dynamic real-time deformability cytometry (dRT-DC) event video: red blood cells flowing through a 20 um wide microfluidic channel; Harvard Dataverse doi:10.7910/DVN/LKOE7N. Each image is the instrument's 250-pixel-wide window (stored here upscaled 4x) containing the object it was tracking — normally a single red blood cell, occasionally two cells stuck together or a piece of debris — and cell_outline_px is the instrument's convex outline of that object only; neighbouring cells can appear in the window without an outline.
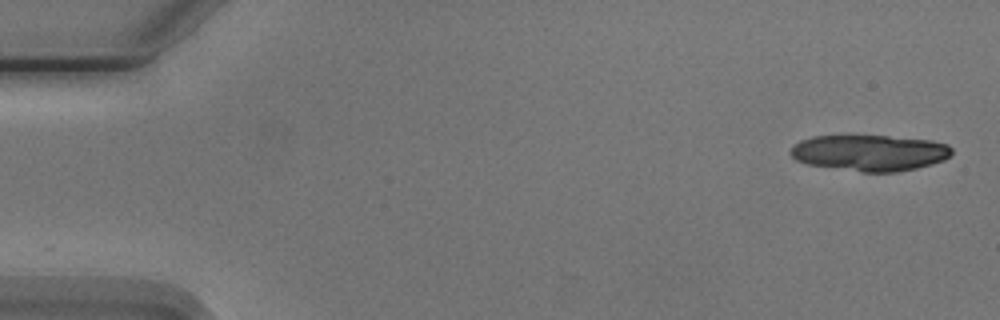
{"species": "Egyptian fruit bat (a non-hibernating species)", "species_latin": "Rousettus aegyptiacus", "temperature_condition": "cold", "stored_images_in_passage": 4, "camera_frame_rate_fps": 3000, "um_per_image_px": 0.085, "animal": {"sex": "male"}, "frame": {"image": 1, "passage_image": 1, "time_ms": 0.0, "image_size_px": [1000, 320], "cell_outline_px": [[952, 152], [944, 160], [932, 164], [916, 168], [896, 172], [860, 172], [808, 164], [796, 160], [788, 152], [800, 140], [812, 136], [888, 136], [932, 140], [948, 144], [952, 148]], "centroid_in_image_um": [73.93, 12.99], "position_along_channel_um": 11.1, "area_um2": 33.93}}